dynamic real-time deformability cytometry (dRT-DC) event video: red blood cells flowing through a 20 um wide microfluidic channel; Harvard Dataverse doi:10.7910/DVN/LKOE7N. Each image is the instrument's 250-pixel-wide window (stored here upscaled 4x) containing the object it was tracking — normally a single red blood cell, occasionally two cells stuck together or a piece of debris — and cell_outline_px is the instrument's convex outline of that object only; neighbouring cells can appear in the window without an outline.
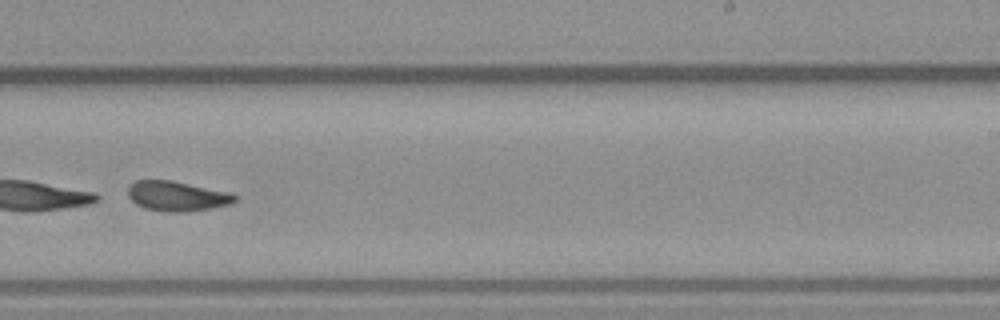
{"species": "common noctule bat (a hibernating species)", "species_latin": "Nyctalus noctula", "temperature_condition": "warm", "stored_images_in_passage": 48, "camera_frame_rate_fps": 3000, "um_per_image_px": 0.085, "animal": {"sex": "male", "body_mass_g": 23.1, "forearm_length_mm": 52.7}, "frame": {"image": 1, "passage_image": 28, "time_ms": 9.0, "image_size_px": [1000, 320], "cell_outline_px": [[236, 200], [228, 204], [212, 208], [180, 212], [172, 212], [144, 208], [136, 204], [128, 196], [128, 188], [136, 180], [172, 180], [232, 192], [236, 196]], "centroid_in_image_um": [15.05, 16.65], "position_along_channel_um": 273.9, "area_um2": 18.55}}